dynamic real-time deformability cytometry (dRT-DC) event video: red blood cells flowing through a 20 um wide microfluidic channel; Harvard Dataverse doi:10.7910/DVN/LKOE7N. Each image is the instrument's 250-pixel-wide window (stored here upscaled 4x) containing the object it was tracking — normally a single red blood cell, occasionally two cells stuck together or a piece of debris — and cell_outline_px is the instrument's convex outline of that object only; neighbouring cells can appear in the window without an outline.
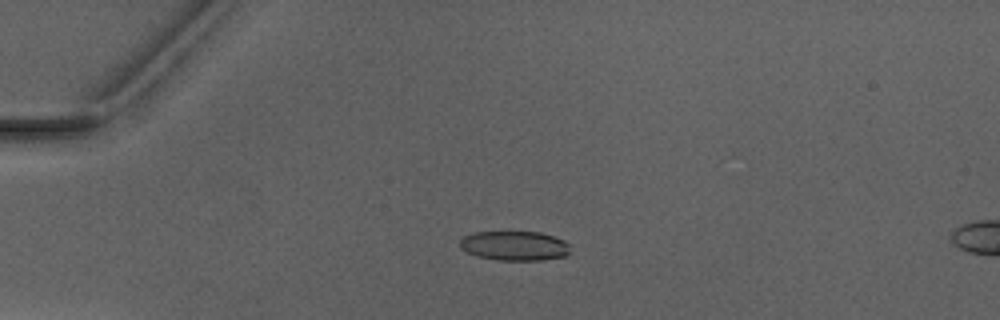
{"species": "Egyptian fruit bat (a non-hibernating species)", "species_latin": "Rousettus aegyptiacus", "temperature_condition": "warm", "stored_images_in_passage": 4, "camera_frame_rate_fps": 3000, "um_per_image_px": 0.085, "animal": {"sex": "male"}, "frame": {"image": 1, "passage_image": 3, "time_ms": 2.333, "image_size_px": [1000, 320], "cell_outline_px": [[568, 256], [540, 260], [496, 260], [476, 256], [460, 248], [460, 240], [464, 236], [476, 232], [540, 232], [564, 240], [568, 244]], "centroid_in_image_um": [43.72, 20.9], "position_along_channel_um": 41.3, "area_um2": 18.9}}